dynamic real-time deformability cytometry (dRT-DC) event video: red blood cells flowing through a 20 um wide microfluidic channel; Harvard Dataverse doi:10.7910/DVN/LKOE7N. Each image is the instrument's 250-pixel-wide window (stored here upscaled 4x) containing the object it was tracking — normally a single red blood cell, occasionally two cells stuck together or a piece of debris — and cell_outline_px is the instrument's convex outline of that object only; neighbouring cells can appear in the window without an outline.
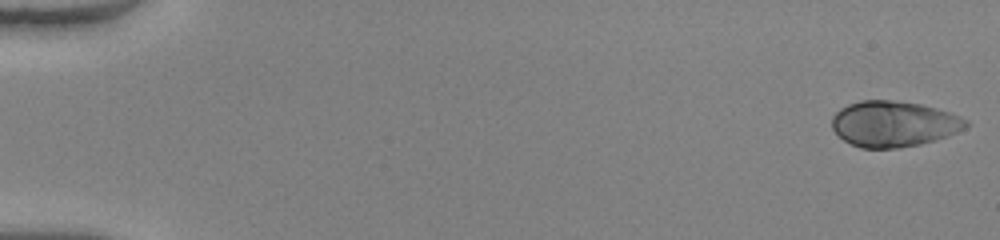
{"species": "human", "species_latin": "Homo sapiens", "temperature_condition": "warm", "stored_images_in_passage": 51, "camera_frame_rate_fps": 3000, "um_per_image_px": 0.085, "donor": {"sex": "female"}, "frame": {"image": 1, "passage_image": 1, "time_ms": 0.0, "image_size_px": [1000, 240], "cell_outline_px": [[968, 124], [964, 128], [948, 136], [936, 140], [920, 144], [900, 148], [860, 148], [844, 140], [832, 128], [832, 116], [840, 108], [848, 104], [860, 100], [892, 100], [920, 104], [952, 112], [968, 120]], "centroid_in_image_um": [75.97, 10.52], "position_along_channel_um": 9.0, "area_um2": 35.84}}
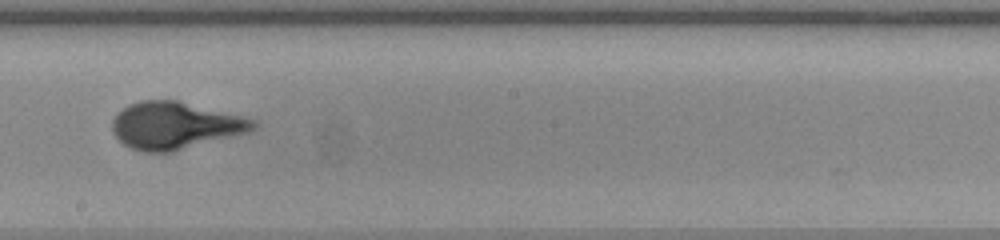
{"frame": {"image": 2, "passage_image": 30, "time_ms": 9.667, "image_size_px": [1000, 240], "cell_outline_px": [[260, 124], [252, 132], [172, 152], [144, 152], [132, 148], [124, 144], [112, 132], [112, 120], [116, 112], [128, 104], [140, 100], [176, 100], [256, 120]], "centroid_in_image_um": [14.89, 10.67], "position_along_channel_um": 233.3, "area_um2": 38.96}}
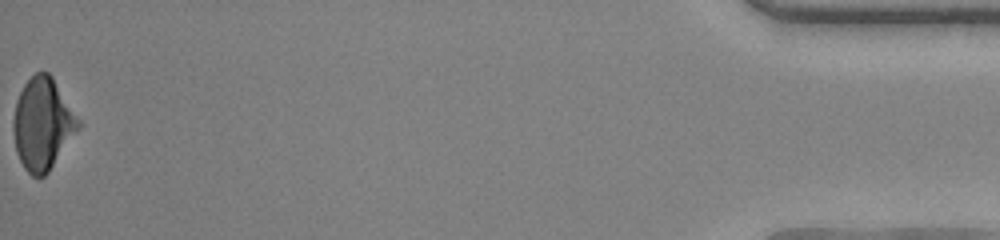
{"frame": {"image": 3, "passage_image": 51, "time_ms": 16.667, "image_size_px": [1000, 240], "cell_outline_px": [[80, 128], [48, 172], [44, 176], [32, 176], [24, 168], [16, 152], [12, 132], [12, 120], [16, 100], [24, 84], [36, 72], [48, 72], [52, 76], [80, 120]], "centroid_in_image_um": [3.6, 10.53], "position_along_channel_um": 431.6, "area_um2": 34.8}}